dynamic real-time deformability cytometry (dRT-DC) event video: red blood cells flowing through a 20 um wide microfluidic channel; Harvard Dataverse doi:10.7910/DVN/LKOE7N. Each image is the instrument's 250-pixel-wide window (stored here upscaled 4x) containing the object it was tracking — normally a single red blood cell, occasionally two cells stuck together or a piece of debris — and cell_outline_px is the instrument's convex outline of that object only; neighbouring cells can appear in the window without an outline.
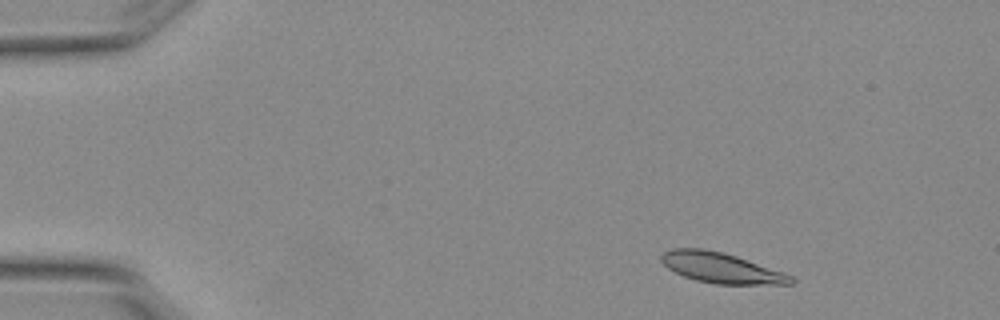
{"species": "Egyptian fruit bat (a non-hibernating species)", "species_latin": "Rousettus aegyptiacus", "temperature_condition": "warm", "stored_images_in_passage": 4, "camera_frame_rate_fps": 3000, "um_per_image_px": 0.085, "animal": {"sex": "female"}, "frame": {"image": 1, "passage_image": 1, "time_ms": 0.0, "image_size_px": [1000, 320], "cell_outline_px": [[796, 280], [792, 284], [716, 284], [696, 280], [684, 276], [668, 268], [660, 260], [660, 256], [664, 252], [672, 248], [704, 248], [724, 252], [784, 272], [792, 276]], "centroid_in_image_um": [61.3, 22.76], "position_along_channel_um": 23.7, "area_um2": 22.95}}